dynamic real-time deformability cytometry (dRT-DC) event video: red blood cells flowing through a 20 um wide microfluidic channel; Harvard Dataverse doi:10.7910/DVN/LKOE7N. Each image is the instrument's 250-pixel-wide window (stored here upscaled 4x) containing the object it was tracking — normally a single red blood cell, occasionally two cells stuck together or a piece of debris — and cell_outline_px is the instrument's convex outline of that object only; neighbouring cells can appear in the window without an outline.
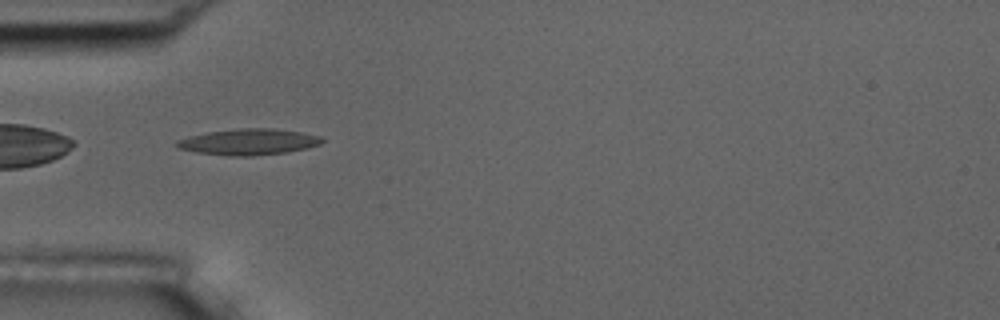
{"species": "common noctule bat (a hibernating species)", "species_latin": "Nyctalus noctula", "temperature_condition": "room temperature", "stored_images_in_passage": 5, "camera_frame_rate_fps": 3000, "um_per_image_px": 0.085, "animal": {"sex": "male", "body_mass_g": 17.5, "forearm_length_mm": 52.3}, "frame": {"image": 1, "passage_image": 4, "time_ms": 4.333, "image_size_px": [1000, 320], "cell_outline_px": [[324, 140], [320, 144], [288, 152], [252, 156], [228, 156], [196, 152], [180, 148], [176, 144], [176, 140], [188, 136], [208, 132], [240, 128], [272, 128], [300, 132], [320, 136]], "centroid_in_image_um": [21.12, 12.06], "position_along_channel_um": 63.9, "area_um2": 21.96}}